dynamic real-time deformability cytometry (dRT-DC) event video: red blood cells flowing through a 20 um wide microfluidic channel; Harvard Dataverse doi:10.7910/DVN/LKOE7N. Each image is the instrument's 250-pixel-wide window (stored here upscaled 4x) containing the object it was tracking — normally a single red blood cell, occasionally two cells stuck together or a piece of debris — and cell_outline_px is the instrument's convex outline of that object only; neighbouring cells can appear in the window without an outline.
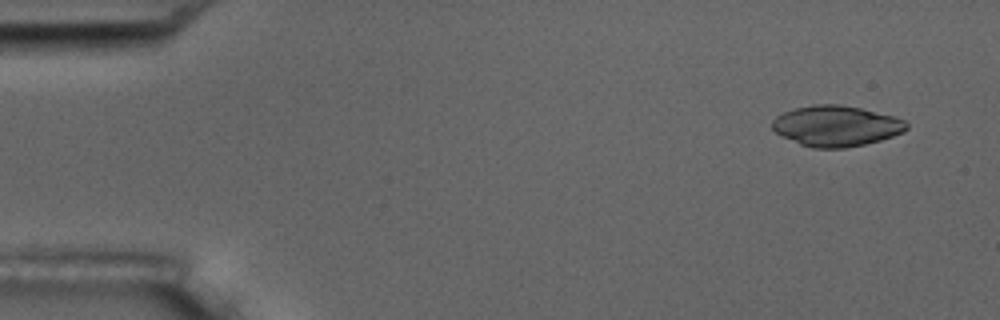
{"species": "common noctule bat (a hibernating species)", "species_latin": "Nyctalus noctula", "temperature_condition": "room temperature", "stored_images_in_passage": 4, "camera_frame_rate_fps": 3000, "um_per_image_px": 0.085, "animal": {"sex": "male", "body_mass_g": 17.5, "forearm_length_mm": 52.3}, "frame": {"image": 1, "passage_image": 1, "time_ms": 0.0, "image_size_px": [1000, 320], "cell_outline_px": [[908, 128], [904, 132], [880, 140], [864, 144], [844, 148], [812, 148], [800, 144], [776, 132], [772, 128], [772, 120], [776, 116], [784, 112], [796, 108], [816, 104], [840, 104], [860, 108], [892, 116], [904, 120], [908, 124]], "centroid_in_image_um": [71.08, 10.7], "position_along_channel_um": 13.9, "area_um2": 31.56}}